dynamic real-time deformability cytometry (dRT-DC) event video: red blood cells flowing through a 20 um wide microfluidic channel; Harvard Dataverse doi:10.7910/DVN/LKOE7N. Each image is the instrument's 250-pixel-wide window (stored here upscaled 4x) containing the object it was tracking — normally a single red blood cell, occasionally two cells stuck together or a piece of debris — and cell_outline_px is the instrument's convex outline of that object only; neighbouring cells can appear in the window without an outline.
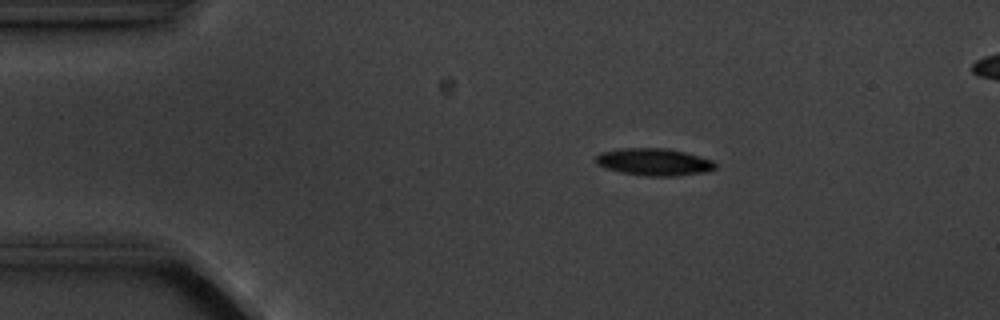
{"species": "common noctule bat (a hibernating species)", "species_latin": "Nyctalus noctula", "temperature_condition": "cold", "stored_images_in_passage": 6, "camera_frame_rate_fps": 3000, "um_per_image_px": 0.085, "animal": {"sex": "male", "body_mass_g": 20.1, "forearm_length_mm": 53.5}, "frame": {"image": 1, "passage_image": 3, "time_ms": 2.333, "image_size_px": [1000, 320], "cell_outline_px": [[716, 168], [704, 172], [672, 176], [648, 176], [620, 172], [596, 164], [596, 156], [600, 152], [624, 148], [664, 148], [684, 152], [712, 160], [716, 164]], "centroid_in_image_um": [55.58, 13.76], "position_along_channel_um": 29.4, "area_um2": 18.67}}